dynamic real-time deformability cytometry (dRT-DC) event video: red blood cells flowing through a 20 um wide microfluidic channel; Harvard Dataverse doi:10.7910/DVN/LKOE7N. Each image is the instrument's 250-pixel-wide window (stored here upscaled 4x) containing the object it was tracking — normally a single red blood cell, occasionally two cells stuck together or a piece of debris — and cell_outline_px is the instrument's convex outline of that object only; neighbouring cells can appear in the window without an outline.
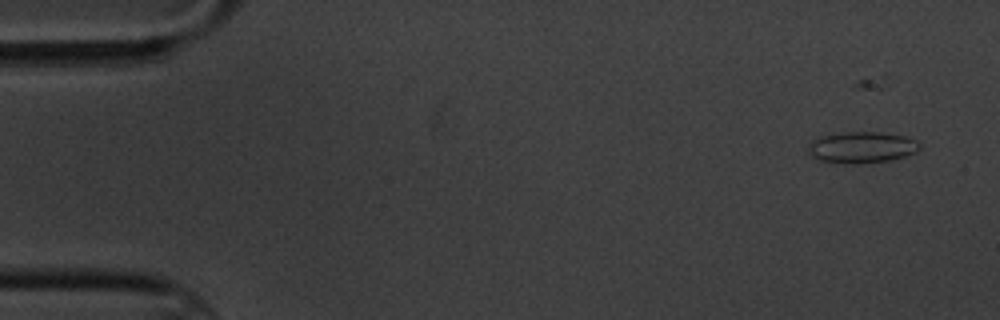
{"species": "common noctule bat (a hibernating species)", "species_latin": "Nyctalus noctula", "temperature_condition": "cold", "stored_images_in_passage": 4, "camera_frame_rate_fps": 3000, "um_per_image_px": 0.085, "animal": {"sex": "male", "body_mass_g": 20.1, "forearm_length_mm": 53.5}, "frame": {"image": 1, "passage_image": 1, "time_ms": 0.0, "image_size_px": [1000, 320], "cell_outline_px": [[920, 148], [916, 152], [904, 156], [888, 160], [856, 164], [852, 164], [816, 160], [808, 152], [808, 144], [812, 140], [820, 136], [844, 132], [880, 132], [904, 136], [916, 140], [920, 144]], "centroid_in_image_um": [73.21, 12.52], "position_along_channel_um": 11.8, "area_um2": 20.35}}
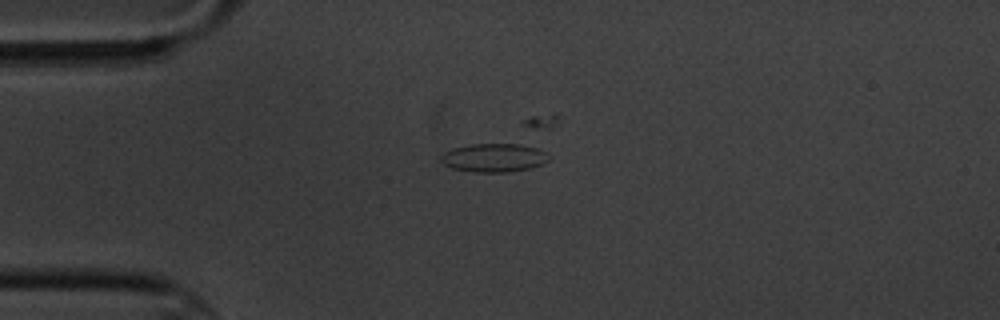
{"frame": {"image": 2, "passage_image": 4, "time_ms": 3.667, "image_size_px": [1000, 320], "cell_outline_px": [[552, 156], [544, 164], [528, 168], [508, 172], [476, 172], [452, 168], [444, 164], [440, 160], [440, 156], [444, 152], [452, 148], [468, 144], [520, 144], [536, 148]], "centroid_in_image_um": [41.97, 13.4], "position_along_channel_um": 43.0, "area_um2": 17.98}}